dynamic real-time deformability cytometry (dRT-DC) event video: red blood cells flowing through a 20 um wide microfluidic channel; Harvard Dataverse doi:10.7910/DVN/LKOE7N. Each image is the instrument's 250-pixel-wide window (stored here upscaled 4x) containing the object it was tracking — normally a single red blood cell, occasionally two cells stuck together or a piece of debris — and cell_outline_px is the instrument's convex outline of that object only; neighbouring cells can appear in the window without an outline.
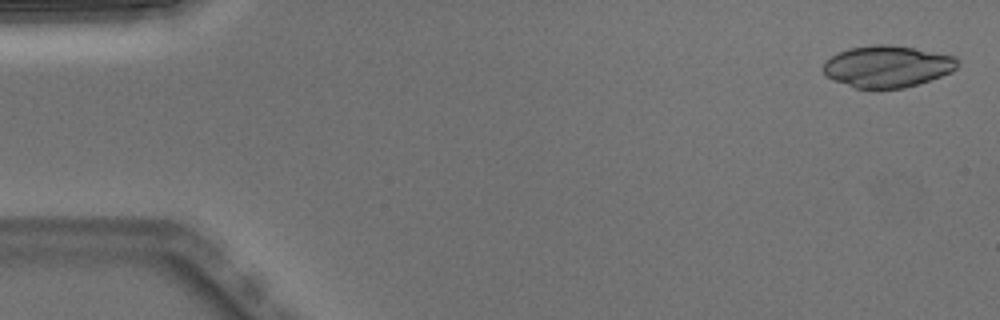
{"species": "Egyptian fruit bat (a non-hibernating species)", "species_latin": "Rousettus aegyptiacus", "temperature_condition": "warm", "stored_images_in_passage": 5, "camera_frame_rate_fps": 3000, "um_per_image_px": 0.085, "animal": {"sex": "male"}, "frame": {"image": 1, "passage_image": 1, "time_ms": 0.0, "image_size_px": [1000, 320], "cell_outline_px": [[960, 64], [952, 72], [904, 88], [872, 92], [856, 88], [832, 80], [824, 76], [824, 64], [832, 56], [848, 48], [872, 44], [892, 44], [916, 48], [956, 56]], "centroid_in_image_um": [75.42, 5.67], "position_along_channel_um": 9.6, "area_um2": 33.41}}